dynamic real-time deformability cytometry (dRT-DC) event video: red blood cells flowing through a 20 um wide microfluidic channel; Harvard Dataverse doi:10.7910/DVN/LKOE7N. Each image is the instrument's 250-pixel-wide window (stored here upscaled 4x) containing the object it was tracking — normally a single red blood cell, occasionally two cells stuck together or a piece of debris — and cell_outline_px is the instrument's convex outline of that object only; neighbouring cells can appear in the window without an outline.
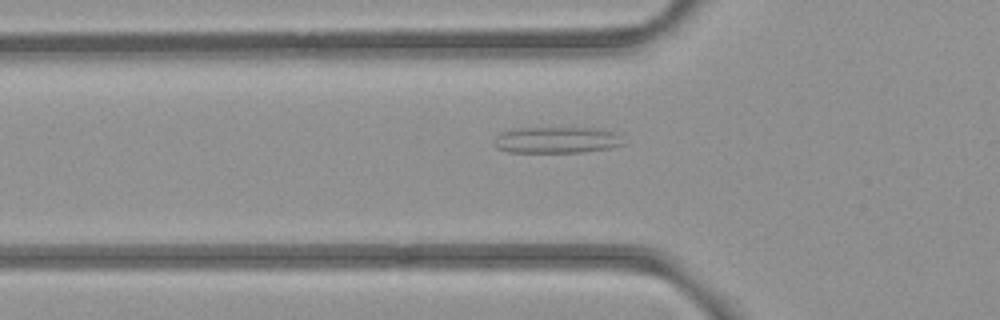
{"species": "common noctule bat (a hibernating species)", "species_latin": "Nyctalus noctula", "temperature_condition": "room temperature", "stored_images_in_passage": 32, "camera_frame_rate_fps": 3000, "um_per_image_px": 0.085, "animal": {"sex": "female", "body_mass_g": 21.9}, "frame": {"image": 1, "passage_image": 2, "time_ms": 0.333, "image_size_px": [1000, 320], "cell_outline_px": [[624, 144], [608, 148], [584, 152], [508, 152], [496, 148], [492, 144], [492, 140], [500, 132], [516, 128], [596, 128], [616, 132]], "centroid_in_image_um": [47.24, 11.9], "position_along_channel_um": 78.6, "area_um2": 19.94}}
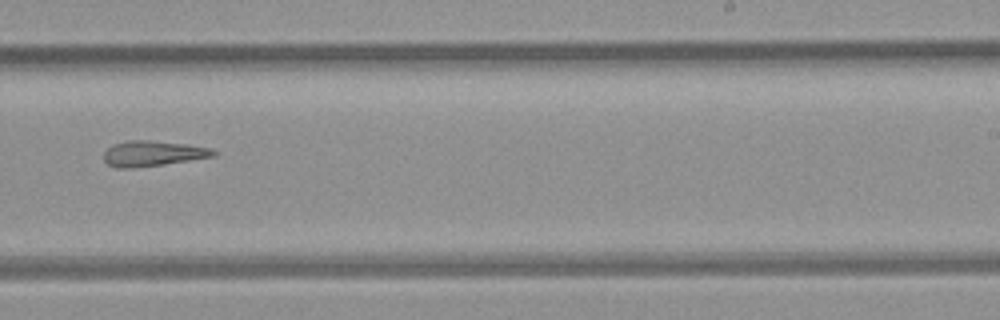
{"frame": {"image": 2, "passage_image": 17, "time_ms": 5.333, "image_size_px": [1000, 320], "cell_outline_px": [[220, 152], [216, 156], [164, 164], [132, 168], [116, 168], [108, 164], [104, 160], [104, 152], [112, 144], [128, 140], [148, 140], [184, 144], [212, 148]], "centroid_in_image_um": [13.0, 13.04], "position_along_channel_um": 276.0, "area_um2": 16.3}}
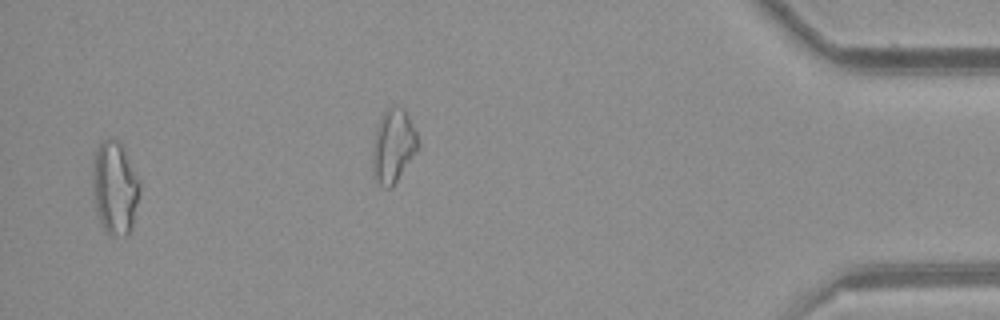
{"frame": {"image": 3, "passage_image": 30, "time_ms": 9.667, "image_size_px": [1000, 320], "cell_outline_px": [[140, 192], [132, 228], [124, 236], [108, 236], [100, 224], [96, 208], [92, 180], [92, 160], [100, 144], [108, 136], [120, 140], [140, 180]], "centroid_in_image_um": [9.77, 15.95], "position_along_channel_um": 425.4, "area_um2": 26.01}, "authors_computed_cell_mechanics": {"area_um2": 16.5308, "velocity_mm_per_s": 3.9332, "shape_relaxation_time_tau1_ms": null, "shape_relaxation_time_tau2_ms": 4.1715, "deformation_change_tau1": null, "deformation_change_tau2": 0.1693}}